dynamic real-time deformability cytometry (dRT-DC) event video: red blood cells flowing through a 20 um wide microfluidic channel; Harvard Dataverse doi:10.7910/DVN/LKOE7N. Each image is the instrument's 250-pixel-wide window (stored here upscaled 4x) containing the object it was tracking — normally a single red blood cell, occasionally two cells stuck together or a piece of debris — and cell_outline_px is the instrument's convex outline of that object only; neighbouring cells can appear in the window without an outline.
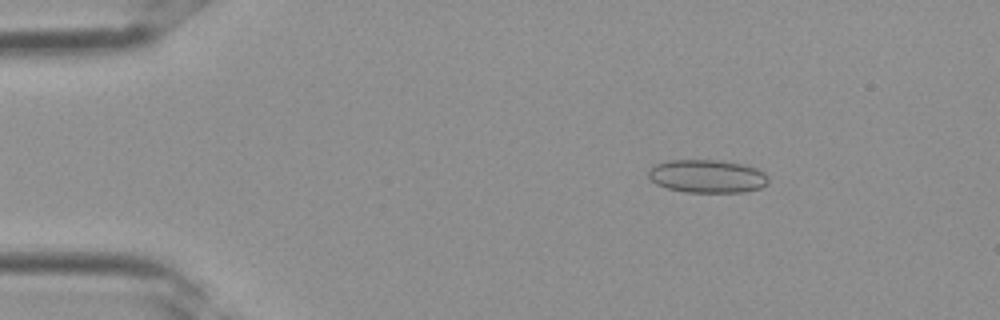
{"species": "Egyptian fruit bat (a non-hibernating species)", "species_latin": "Rousettus aegyptiacus", "temperature_condition": "room temperature", "stored_images_in_passage": 2, "camera_frame_rate_fps": 3000, "um_per_image_px": 0.085, "frame": {"image": 1, "passage_image": 1, "time_ms": 0.0, "image_size_px": [1000, 320], "cell_outline_px": [[768, 184], [760, 188], [744, 192], [684, 192], [668, 188], [656, 184], [648, 176], [648, 168], [656, 164], [668, 160], [720, 160], [744, 164], [756, 168], [764, 172], [768, 176]], "centroid_in_image_um": [60.12, 14.97], "position_along_channel_um": 24.9, "area_um2": 23.35}}